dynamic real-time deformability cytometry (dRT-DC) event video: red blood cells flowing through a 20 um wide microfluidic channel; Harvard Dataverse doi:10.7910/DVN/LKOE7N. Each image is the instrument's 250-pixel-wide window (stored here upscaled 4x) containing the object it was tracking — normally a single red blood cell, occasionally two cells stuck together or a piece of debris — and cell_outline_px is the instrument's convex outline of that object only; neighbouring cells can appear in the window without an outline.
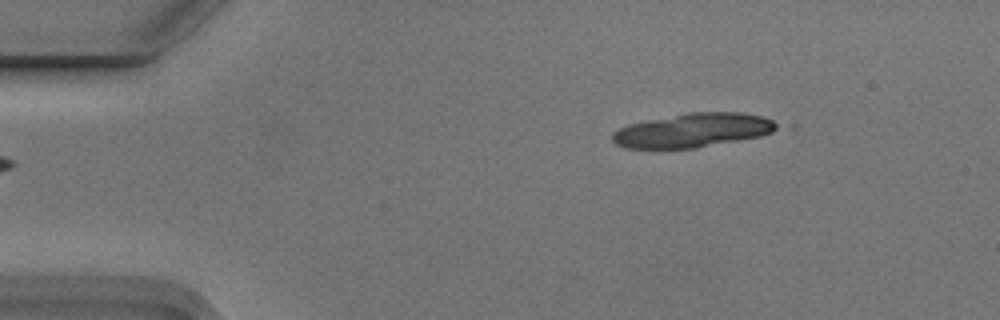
{"species": "Egyptian fruit bat (a non-hibernating species)", "species_latin": "Rousettus aegyptiacus", "temperature_condition": "cold", "stored_images_in_passage": 4, "segment_of_instrument_passage": [1, 2], "camera_frame_rate_fps": 3000, "um_per_image_px": 0.085, "animal": {"sex": "male"}, "frame": {"image": 1, "passage_image": 1, "time_ms": 0.0, "image_size_px": [1000, 320], "cell_outline_px": [[780, 124], [772, 132], [760, 136], [696, 148], [624, 148], [616, 144], [612, 140], [612, 132], [628, 124], [688, 112], [736, 112], [760, 116], [772, 120]], "centroid_in_image_um": [58.87, 11.08], "position_along_channel_um": 26.1, "area_um2": 32.37}}